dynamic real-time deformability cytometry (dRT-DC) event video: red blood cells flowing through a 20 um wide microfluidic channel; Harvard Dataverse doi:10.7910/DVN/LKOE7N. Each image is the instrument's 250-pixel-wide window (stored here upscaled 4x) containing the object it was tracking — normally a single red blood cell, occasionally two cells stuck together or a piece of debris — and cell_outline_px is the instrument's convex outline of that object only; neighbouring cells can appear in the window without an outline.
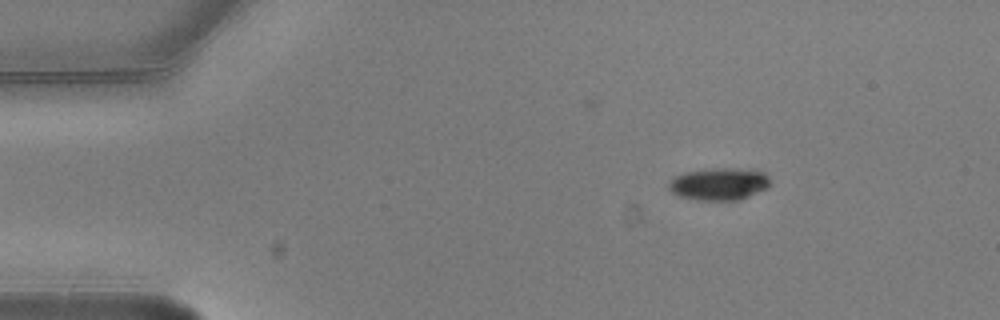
{"species": "common noctule bat (a hibernating species)", "species_latin": "Nyctalus noctula", "temperature_condition": "warm", "stored_images_in_passage": 5, "segment_of_instrument_passage": [1, 2], "camera_frame_rate_fps": 3000, "um_per_image_px": 0.085, "animal": {"sex": "male", "body_mass_g": 20.5, "forearm_length_mm": 52.5}, "frame": {"image": 1, "passage_image": 2, "time_ms": 0.333, "image_size_px": [1000, 320], "cell_outline_px": [[768, 188], [740, 200], [696, 200], [676, 196], [668, 188], [668, 184], [676, 176], [684, 172], [704, 168], [752, 168], [764, 172], [768, 176]], "centroid_in_image_um": [61.12, 15.62], "position_along_channel_um": 23.9, "area_um2": 19.48}}